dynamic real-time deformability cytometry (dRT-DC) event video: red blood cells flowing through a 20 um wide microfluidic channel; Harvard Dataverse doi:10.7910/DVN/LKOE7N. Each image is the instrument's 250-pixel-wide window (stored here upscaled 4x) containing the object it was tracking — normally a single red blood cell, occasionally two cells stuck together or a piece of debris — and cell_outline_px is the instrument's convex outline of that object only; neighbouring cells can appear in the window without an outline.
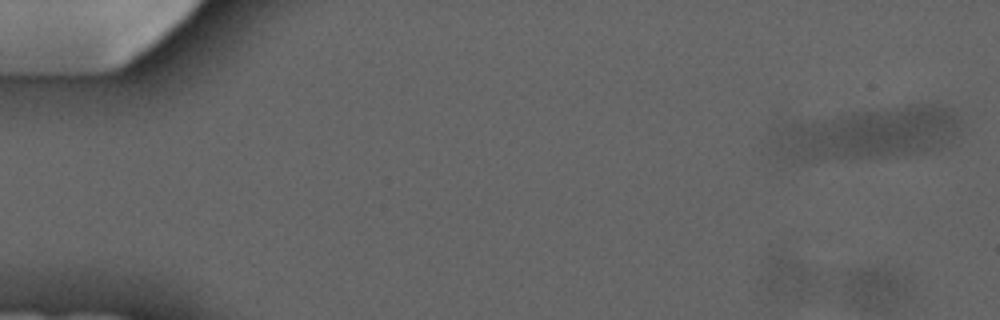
{"species": "common noctule bat (a hibernating species)", "species_latin": "Nyctalus noctula", "temperature_condition": "cold", "stored_images_in_passage": 5, "camera_frame_rate_fps": 3000, "um_per_image_px": 0.085, "animal": {"sex": "male", "forearm_length_mm": 52.5}, "frame": {"image": 1, "passage_image": 1, "time_ms": 0.0, "image_size_px": [1000, 320], "cell_outline_px": [[820, 284], [812, 292], [800, 300], [776, 296], [764, 292], [764, 260], [768, 256], [776, 256], [792, 260], [800, 264], [812, 272], [816, 276]], "centroid_in_image_um": [66.98, 23.68], "position_along_channel_um": 18.0, "area_um2": 13.01}}